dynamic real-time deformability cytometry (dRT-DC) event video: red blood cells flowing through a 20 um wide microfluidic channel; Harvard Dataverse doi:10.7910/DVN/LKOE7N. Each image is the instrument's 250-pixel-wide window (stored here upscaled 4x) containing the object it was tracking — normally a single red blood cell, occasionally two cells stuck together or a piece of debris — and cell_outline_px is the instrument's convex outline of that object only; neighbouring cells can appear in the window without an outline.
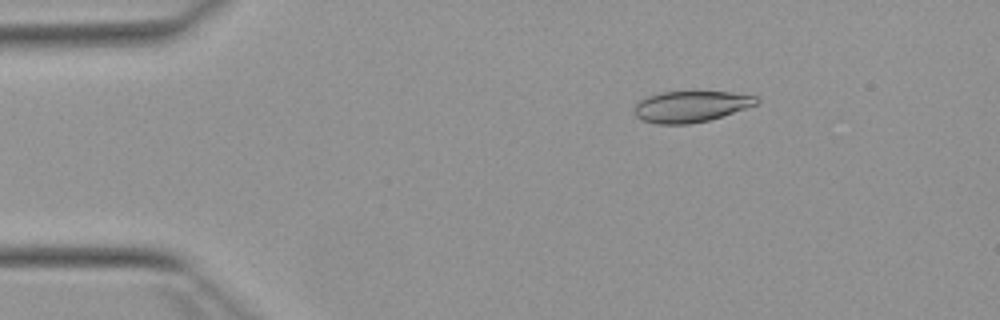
{"species": "Egyptian fruit bat (a non-hibernating species)", "species_latin": "Rousettus aegyptiacus", "temperature_condition": "warm", "stored_images_in_passage": 45, "camera_frame_rate_fps": 3000, "um_per_image_px": 0.085, "animal": {"sex": "female"}, "frame": {"image": 1, "passage_image": 2, "time_ms": 0.333, "image_size_px": [1000, 320], "cell_outline_px": [[760, 104], [708, 120], [688, 124], [656, 124], [644, 120], [636, 116], [636, 104], [640, 100], [648, 96], [660, 92], [732, 92], [756, 96], [760, 100]], "centroid_in_image_um": [58.77, 9.05], "position_along_channel_um": 26.2, "area_um2": 22.02}}
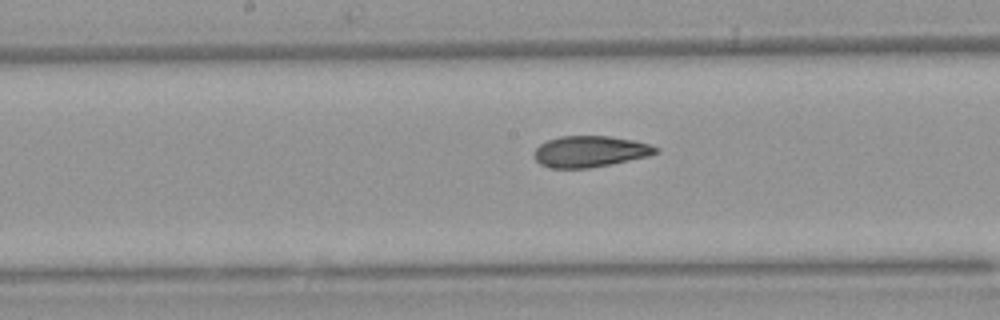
{"frame": {"image": 2, "passage_image": 20, "time_ms": 6.333, "image_size_px": [1000, 320], "cell_outline_px": [[660, 152], [648, 156], [612, 164], [588, 168], [548, 168], [540, 164], [532, 156], [532, 152], [540, 144], [548, 140], [560, 136], [608, 136], [632, 140], [648, 144], [660, 148]], "centroid_in_image_um": [50.13, 12.88], "position_along_channel_um": 198.1, "area_um2": 22.25}}
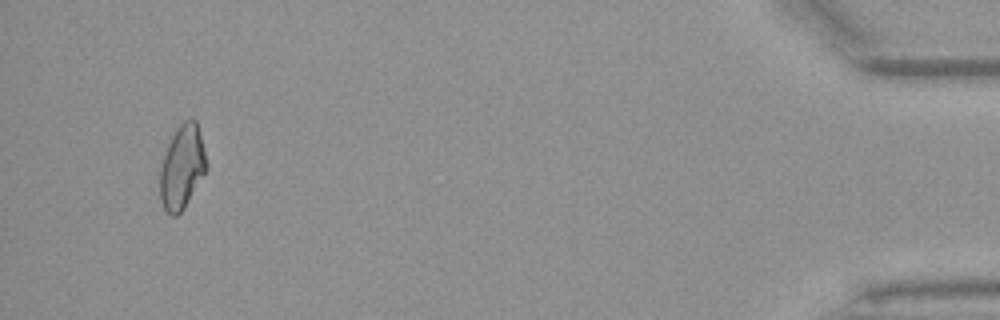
{"frame": {"image": 3, "passage_image": 43, "time_ms": 14.0, "image_size_px": [1000, 320], "cell_outline_px": [[208, 168], [184, 208], [176, 216], [172, 216], [164, 208], [160, 200], [160, 168], [168, 144], [176, 128], [184, 120], [196, 120], [208, 164]], "centroid_in_image_um": [15.48, 14.21], "position_along_channel_um": 419.7, "area_um2": 22.48}, "authors_computed_cell_mechanics": {"area_um2": 22.542, "velocity_mm_per_s": 3.9193, "shape_relaxation_time_tau1_ms": null, "shape_relaxation_time_tau2_ms": 2.073, "deformation_change_tau1": null, "deformation_change_tau2": 0.0816}}